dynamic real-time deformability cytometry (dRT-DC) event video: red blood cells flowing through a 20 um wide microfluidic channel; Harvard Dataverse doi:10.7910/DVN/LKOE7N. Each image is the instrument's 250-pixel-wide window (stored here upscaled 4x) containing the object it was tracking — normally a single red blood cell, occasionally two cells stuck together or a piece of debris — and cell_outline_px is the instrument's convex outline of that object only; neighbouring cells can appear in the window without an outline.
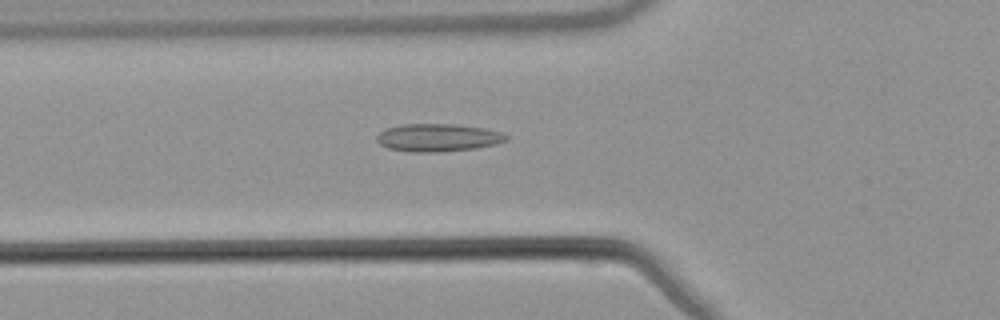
{"species": "common noctule bat (a hibernating species)", "species_latin": "Nyctalus noctula", "temperature_condition": "warm", "stored_images_in_passage": 54, "camera_frame_rate_fps": 3000, "um_per_image_px": 0.085, "animal": {"sex": "male", "body_mass_g": 21.5, "forearm_length_mm": 52.0}, "frame": {"image": 1, "passage_image": 20, "time_ms": 6.333, "image_size_px": [1000, 320], "cell_outline_px": [[508, 140], [496, 144], [476, 148], [436, 152], [412, 152], [388, 148], [380, 144], [376, 140], [376, 136], [380, 132], [388, 128], [400, 124], [452, 124], [484, 128], [500, 132], [508, 136]], "centroid_in_image_um": [37.22, 11.7], "position_along_channel_um": 88.6, "area_um2": 20.87}}
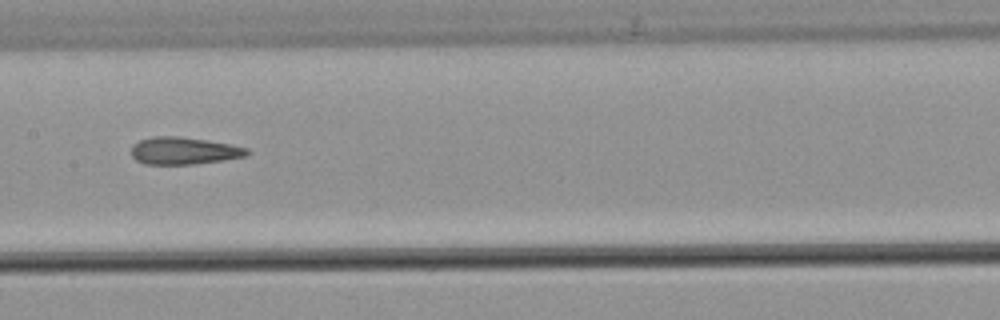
{"frame": {"image": 2, "passage_image": 28, "time_ms": 9.0, "image_size_px": [1000, 320], "cell_outline_px": [[248, 152], [244, 156], [220, 160], [192, 164], [144, 164], [136, 160], [132, 156], [132, 144], [140, 140], [152, 136], [176, 136], [232, 144], [248, 148]], "centroid_in_image_um": [15.57, 12.81], "position_along_channel_um": 191.8, "area_um2": 18.15}}
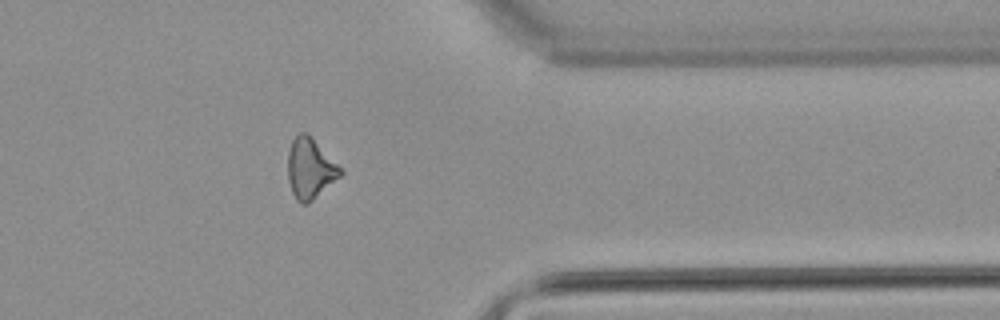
{"frame": {"image": 3, "passage_image": 44, "time_ms": 14.333, "image_size_px": [1000, 320], "cell_outline_px": [[344, 172], [340, 176], [308, 204], [300, 204], [296, 200], [292, 192], [288, 180], [288, 152], [292, 140], [300, 132], [304, 132]], "centroid_in_image_um": [26.31, 14.39], "position_along_channel_um": 385.1, "area_um2": 17.8}, "authors_computed_cell_mechanics": {"area_um2": 18.8717, "velocity_mm_per_s": 3.854, "shape_relaxation_time_tau1_ms": null, "shape_relaxation_time_tau2_ms": 3.9303, "deformation_change_tau1": null, "deformation_change_tau2": 0.1341}}